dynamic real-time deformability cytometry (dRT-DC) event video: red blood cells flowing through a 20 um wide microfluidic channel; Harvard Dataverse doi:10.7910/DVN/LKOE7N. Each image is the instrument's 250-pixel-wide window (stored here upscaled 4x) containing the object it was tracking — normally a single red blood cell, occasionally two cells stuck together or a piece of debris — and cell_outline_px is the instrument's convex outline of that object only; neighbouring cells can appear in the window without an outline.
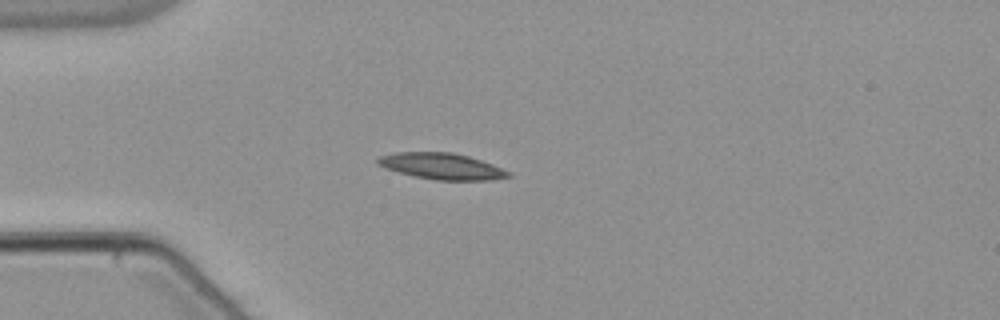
{"species": "common noctule bat (a hibernating species)", "species_latin": "Nyctalus noctula", "temperature_condition": "warm", "stored_images_in_passage": 42, "camera_frame_rate_fps": 3000, "um_per_image_px": 0.085, "animal": {"sex": "male", "body_mass_g": 21.5, "forearm_length_mm": 52.0}, "frame": {"image": 1, "passage_image": 9, "time_ms": 2.667, "image_size_px": [1000, 320], "cell_outline_px": [[512, 176], [492, 180], [436, 180], [416, 176], [384, 168], [376, 164], [376, 160], [380, 156], [396, 152], [452, 152], [468, 156], [492, 164], [512, 172]], "centroid_in_image_um": [37.56, 14.13], "position_along_channel_um": 47.4, "area_um2": 19.94}}
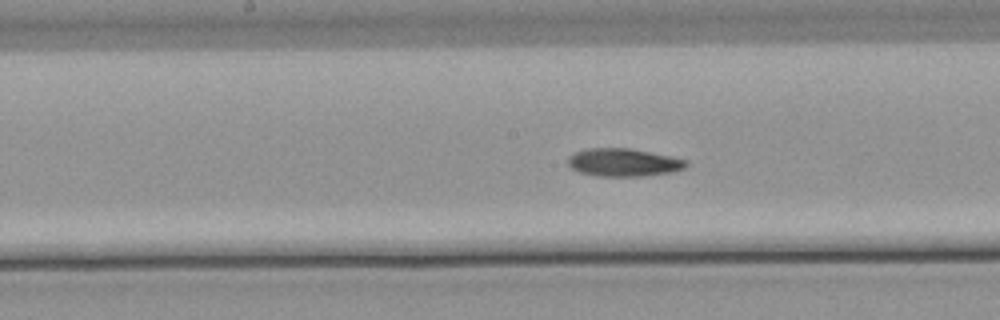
{"frame": {"image": 2, "passage_image": 22, "time_ms": 7.0, "image_size_px": [1000, 320], "cell_outline_px": [[688, 164], [684, 168], [672, 172], [644, 176], [596, 176], [580, 172], [572, 168], [568, 164], [568, 156], [576, 152], [588, 148], [632, 148], [688, 160]], "centroid_in_image_um": [53.01, 13.8], "position_along_channel_um": 195.2, "area_um2": 19.25}}
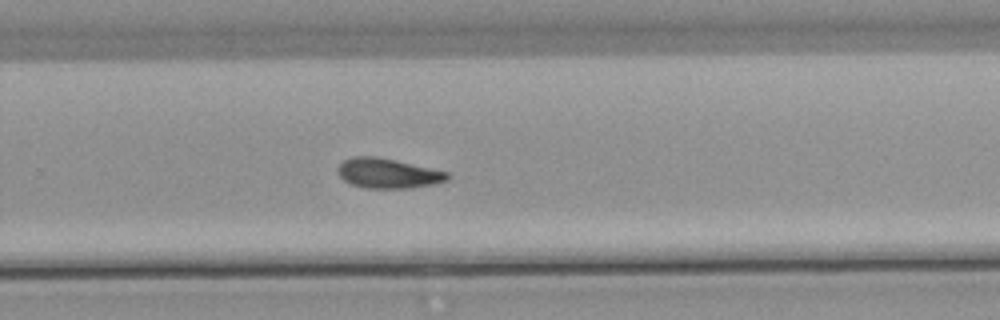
{"frame": {"image": 3, "passage_image": 30, "time_ms": 9.667, "image_size_px": [1000, 320], "cell_outline_px": [[452, 176], [448, 180], [436, 184], [408, 188], [364, 188], [352, 184], [344, 180], [336, 172], [336, 168], [344, 160], [352, 156], [376, 156], [396, 160], [448, 172]], "centroid_in_image_um": [32.98, 14.73], "position_along_channel_um": 296.8, "area_um2": 19.25}, "authors_computed_cell_mechanics": {"area_um2": 19.2474, "velocity_mm_per_s": 3.8277, "shape_relaxation_time_tau1_ms": 10.4268, "shape_relaxation_time_tau2_ms": null, "deformation_change_tau1": 0.2102, "deformation_change_tau2": null}}